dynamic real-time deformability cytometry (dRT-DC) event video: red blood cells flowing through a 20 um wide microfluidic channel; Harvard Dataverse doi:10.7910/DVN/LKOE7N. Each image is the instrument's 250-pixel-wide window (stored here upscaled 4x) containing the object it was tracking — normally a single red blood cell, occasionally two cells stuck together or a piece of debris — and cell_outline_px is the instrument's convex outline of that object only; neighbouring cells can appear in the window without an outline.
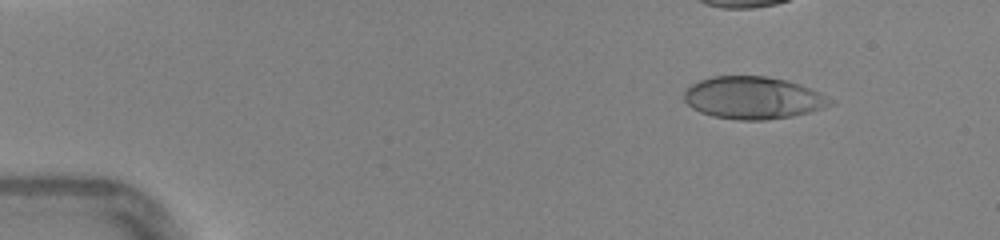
{"species": "human", "species_latin": "Homo sapiens", "temperature_condition": "warm", "stored_images_in_passage": 34, "camera_frame_rate_fps": 3000, "um_per_image_px": 0.085, "donor": {"sex": "female"}, "frame": {"image": 1, "passage_image": 2, "time_ms": 0.333, "image_size_px": [1000, 240], "cell_outline_px": [[832, 104], [824, 108], [792, 116], [764, 120], [740, 120], [712, 116], [700, 112], [692, 108], [684, 100], [684, 92], [692, 84], [700, 80], [712, 76], [768, 76], [800, 84], [832, 100]], "centroid_in_image_um": [63.97, 8.32], "position_along_channel_um": 21.0, "area_um2": 35.72}}